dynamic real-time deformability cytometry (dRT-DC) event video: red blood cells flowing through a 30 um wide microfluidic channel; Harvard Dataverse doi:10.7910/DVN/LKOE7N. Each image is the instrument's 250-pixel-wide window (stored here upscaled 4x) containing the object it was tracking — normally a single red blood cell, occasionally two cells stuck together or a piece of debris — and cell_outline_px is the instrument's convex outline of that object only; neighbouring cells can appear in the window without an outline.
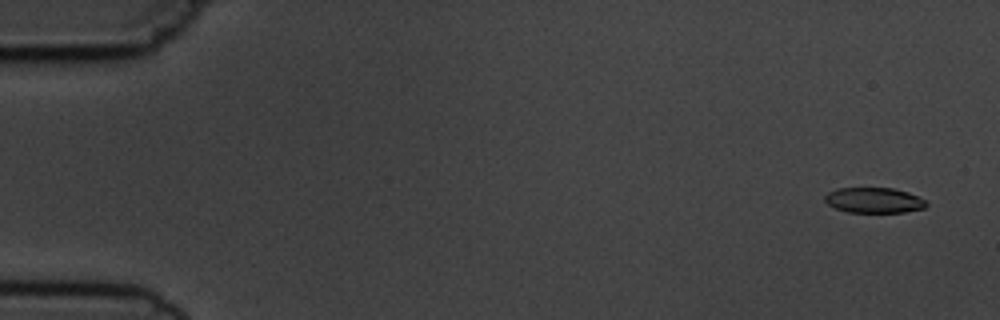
{"species": "common noctule bat (a hibernating species)", "species_latin": "Nyctalus noctula", "temperature_condition": "cold", "stored_images_in_passage": 5, "camera_frame_rate_fps": 3000, "um_per_image_px": 0.085, "animal": {"sex": "male", "body_mass_g": 19.5, "forearm_length_mm": 54.6}, "frame": {"image": 1, "passage_image": 1, "time_ms": 0.0, "image_size_px": [1000, 320], "cell_outline_px": [[928, 204], [924, 208], [904, 212], [848, 212], [836, 208], [828, 204], [824, 200], [824, 196], [828, 192], [836, 188], [892, 188], [908, 192], [924, 200]], "centroid_in_image_um": [74.26, 17.02], "position_along_channel_um": 10.7, "area_um2": 14.91}}
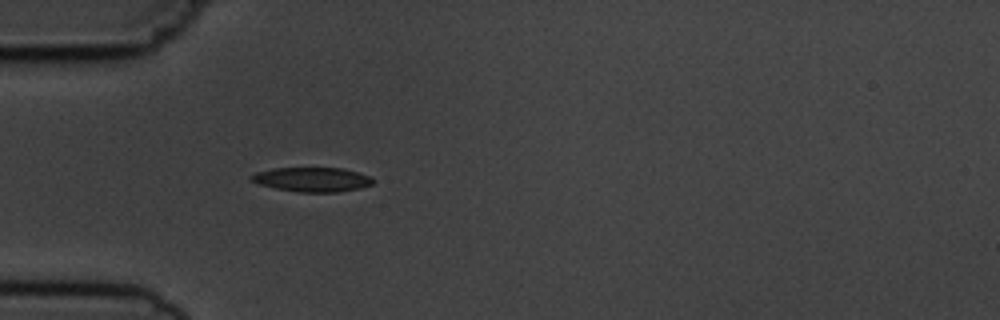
{"frame": {"image": 2, "passage_image": 5, "time_ms": 4.667, "image_size_px": [1000, 320], "cell_outline_px": [[376, 180], [372, 184], [360, 188], [336, 192], [300, 192], [276, 188], [260, 184], [252, 180], [248, 176], [256, 172], [272, 168], [344, 168], [372, 176]], "centroid_in_image_um": [26.58, 15.25], "position_along_channel_um": 58.4, "area_um2": 17.34}}